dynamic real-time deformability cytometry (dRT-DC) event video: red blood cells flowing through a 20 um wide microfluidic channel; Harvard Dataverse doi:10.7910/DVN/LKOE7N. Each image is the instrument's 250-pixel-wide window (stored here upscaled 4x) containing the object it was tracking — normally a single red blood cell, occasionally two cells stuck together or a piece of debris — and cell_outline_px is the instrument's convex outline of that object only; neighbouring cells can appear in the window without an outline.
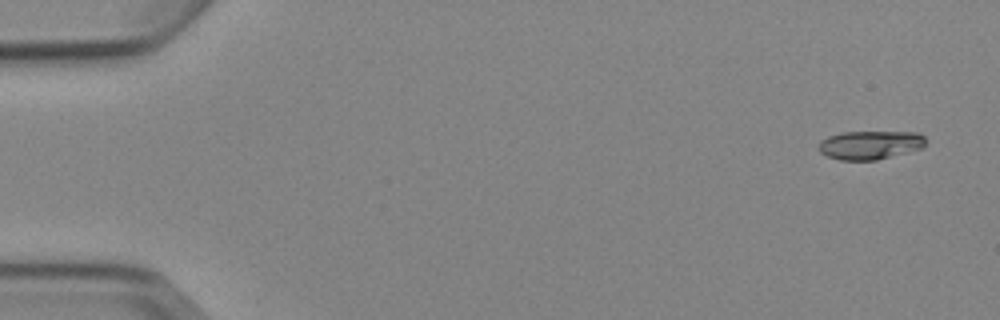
{"species": "Egyptian fruit bat (a non-hibernating species)", "species_latin": "Rousettus aegyptiacus", "temperature_condition": "cold", "stored_images_in_passage": 6, "camera_frame_rate_fps": 3000, "um_per_image_px": 0.085, "animal": {"sex": "female"}, "frame": {"image": 1, "passage_image": 1, "time_ms": 0.0, "image_size_px": [1000, 320], "cell_outline_px": [[928, 140], [924, 148], [876, 160], [840, 160], [828, 156], [820, 152], [816, 148], [820, 140], [828, 136], [840, 132], [920, 132]], "centroid_in_image_um": [73.98, 12.31], "position_along_channel_um": 11.0, "area_um2": 18.21}}
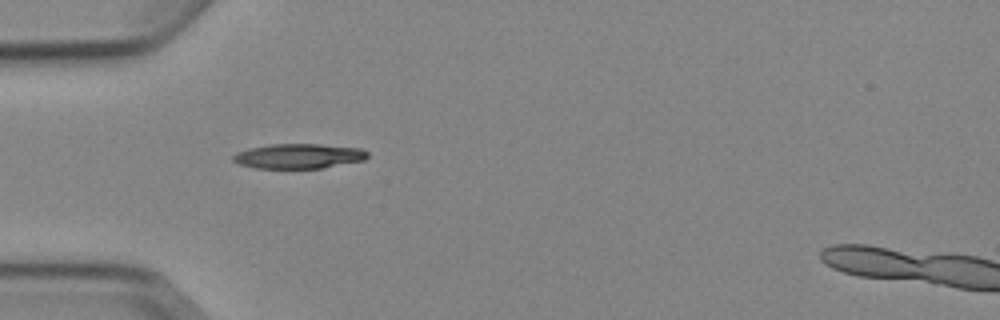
{"frame": {"image": 2, "passage_image": 5, "time_ms": 4.667, "image_size_px": [1000, 320], "cell_outline_px": [[368, 156], [364, 160], [320, 168], [256, 168], [240, 164], [232, 160], [232, 156], [236, 152], [248, 148], [268, 144], [320, 144], [360, 148], [368, 152]], "centroid_in_image_um": [25.35, 13.26], "position_along_channel_um": 59.6, "area_um2": 19.42}}
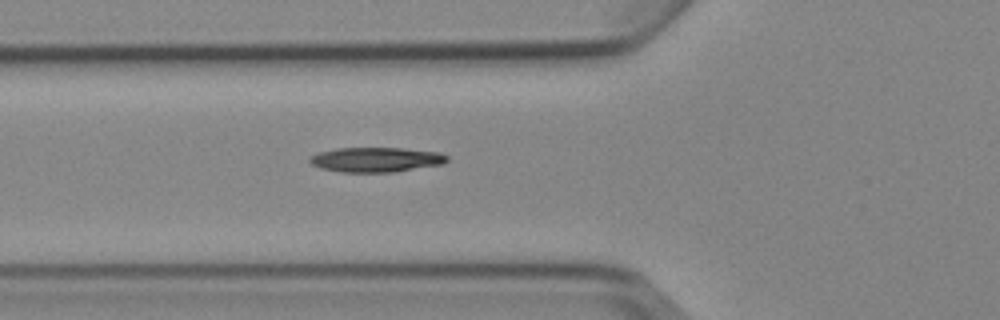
{"frame": {"image": 3, "passage_image": 6, "time_ms": 5.667, "image_size_px": [1000, 320], "cell_outline_px": [[448, 160], [444, 164], [392, 172], [340, 172], [320, 168], [312, 164], [308, 160], [308, 156], [316, 152], [336, 148], [400, 148], [440, 152], [448, 156]], "centroid_in_image_um": [31.92, 13.56], "position_along_channel_um": 93.9, "area_um2": 20.0}}